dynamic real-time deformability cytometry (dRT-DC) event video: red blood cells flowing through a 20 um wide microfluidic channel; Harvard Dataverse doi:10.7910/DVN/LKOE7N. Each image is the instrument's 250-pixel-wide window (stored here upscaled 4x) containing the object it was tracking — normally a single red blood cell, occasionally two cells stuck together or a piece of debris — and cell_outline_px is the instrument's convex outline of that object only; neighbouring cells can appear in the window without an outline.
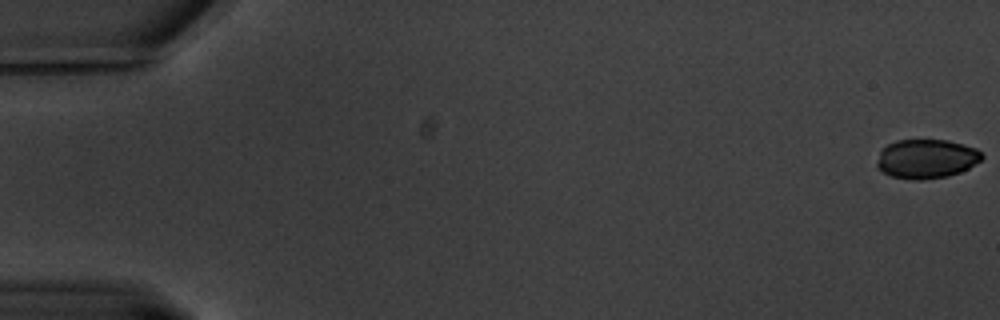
{"species": "common noctule bat (a hibernating species)", "species_latin": "Nyctalus noctula", "temperature_condition": "warm", "stored_images_in_passage": 58, "camera_frame_rate_fps": 3000, "um_per_image_px": 0.085, "animal": {"sex": "male", "body_mass_g": 20.1, "forearm_length_mm": 53.5}, "frame": {"image": 1, "passage_image": 1, "time_ms": 0.0, "image_size_px": [1000, 320], "cell_outline_px": [[984, 156], [980, 160], [968, 168], [960, 172], [948, 176], [924, 180], [912, 180], [892, 176], [884, 172], [876, 164], [880, 152], [888, 144], [896, 140], [948, 140], [964, 144], [976, 148]], "centroid_in_image_um": [78.76, 13.5], "position_along_channel_um": 6.2, "area_um2": 23.87}}
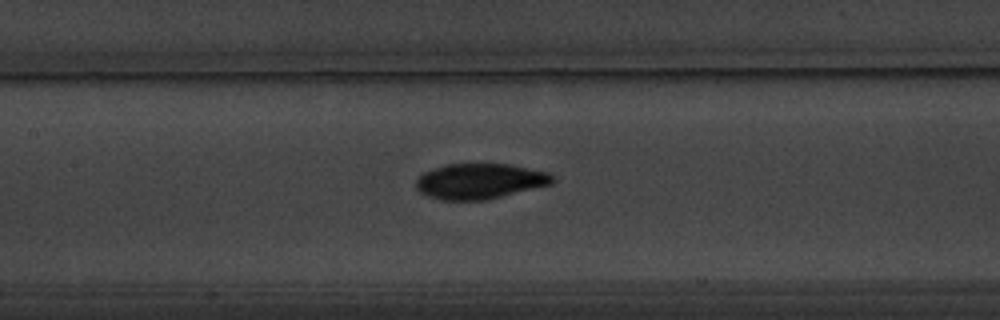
{"frame": {"image": 2, "passage_image": 30, "time_ms": 9.667, "image_size_px": [1000, 320], "cell_outline_px": [[556, 180], [552, 184], [484, 200], [440, 200], [428, 196], [420, 192], [416, 188], [416, 180], [424, 172], [448, 164], [508, 164], [548, 172]], "centroid_in_image_um": [40.78, 15.4], "position_along_channel_um": 166.6, "area_um2": 27.92}}
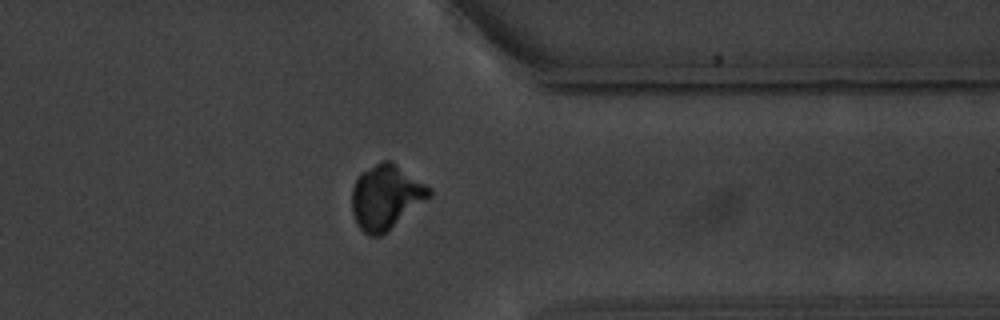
{"frame": {"image": 3, "passage_image": 50, "time_ms": 16.333, "image_size_px": [1000, 320], "cell_outline_px": [[432, 196], [380, 236], [368, 236], [356, 224], [352, 212], [352, 188], [360, 172], [380, 160], [392, 160], [432, 188]], "centroid_in_image_um": [32.81, 16.71], "position_along_channel_um": 378.6, "area_um2": 29.3}}